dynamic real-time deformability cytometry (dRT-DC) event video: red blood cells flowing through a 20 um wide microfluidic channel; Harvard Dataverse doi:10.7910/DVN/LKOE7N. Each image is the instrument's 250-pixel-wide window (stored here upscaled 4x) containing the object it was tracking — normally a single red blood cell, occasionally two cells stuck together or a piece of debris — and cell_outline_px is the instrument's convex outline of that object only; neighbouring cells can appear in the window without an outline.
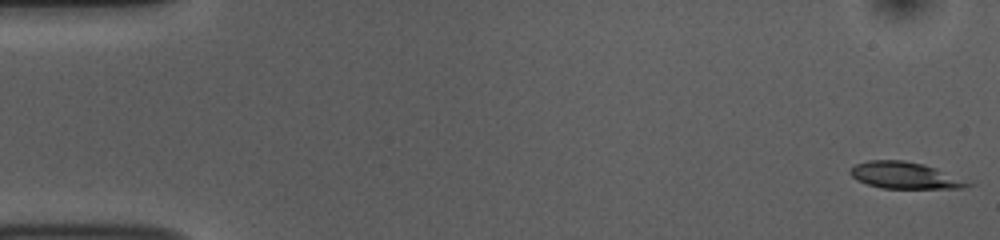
{"species": "common noctule bat (a hibernating species)", "species_latin": "Nyctalus noctula", "temperature_condition": "room temperature", "stored_images_in_passage": 53, "camera_frame_rate_fps": 3000, "um_per_image_px": 0.085, "animal": {"sex": "female", "body_mass_g": 10.0, "forearm_length_mm": 53.1}, "frame": {"image": 1, "passage_image": 1, "time_ms": 0.0, "image_size_px": [1000, 240], "cell_outline_px": [[976, 184], [960, 188], [880, 188], [856, 180], [848, 172], [856, 164], [868, 160], [904, 160], [924, 164], [936, 168]], "centroid_in_image_um": [76.91, 14.9], "position_along_channel_um": 8.1, "area_um2": 18.21}}
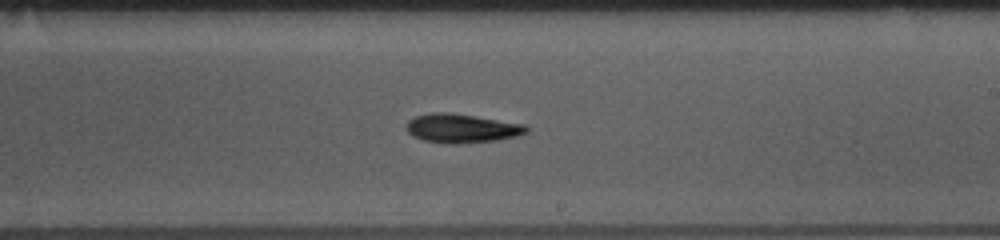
{"frame": {"image": 2, "passage_image": 31, "time_ms": 10.0, "image_size_px": [1000, 240], "cell_outline_px": [[528, 132], [516, 136], [496, 140], [456, 144], [452, 144], [424, 140], [412, 136], [404, 128], [408, 120], [416, 116], [432, 112], [448, 112], [524, 124], [528, 128]], "centroid_in_image_um": [39.2, 10.9], "position_along_channel_um": 249.8, "area_um2": 20.11}}
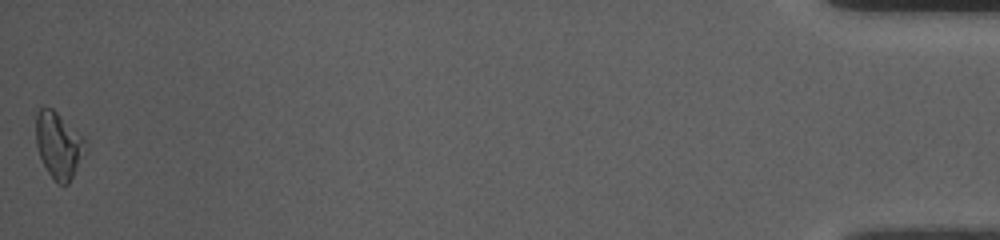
{"frame": {"image": 3, "passage_image": 53, "time_ms": 17.333, "image_size_px": [1000, 240], "cell_outline_px": [[88, 152], [68, 184], [56, 184], [48, 172], [40, 156], [36, 144], [36, 112], [40, 108], [52, 108], [84, 136], [88, 148]], "centroid_in_image_um": [5.03, 12.36], "position_along_channel_um": 430.2, "area_um2": 19.48}, "authors_computed_cell_mechanics": {"area_um2": 18.785, "velocity_mm_per_s": 3.7567, "shape_relaxation_time_tau1_ms": 3.7819, "shape_relaxation_time_tau2_ms": null, "deformation_change_tau1": 0.1489, "deformation_change_tau2": null}}